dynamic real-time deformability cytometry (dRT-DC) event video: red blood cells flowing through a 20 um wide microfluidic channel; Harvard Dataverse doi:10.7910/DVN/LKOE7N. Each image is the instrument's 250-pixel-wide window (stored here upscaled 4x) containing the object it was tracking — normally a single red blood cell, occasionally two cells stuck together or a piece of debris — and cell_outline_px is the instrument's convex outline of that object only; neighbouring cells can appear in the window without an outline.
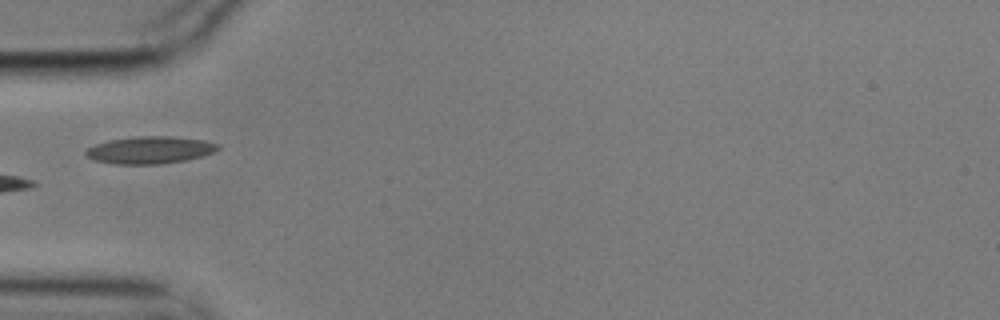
{"species": "common noctule bat (a hibernating species)", "species_latin": "Nyctalus noctula", "temperature_condition": "cold", "stored_images_in_passage": 14, "camera_frame_rate_fps": 3000, "um_per_image_px": 0.085, "animal": {"sex": "male", "body_mass_g": 17.9}, "frame": {"image": 1, "passage_image": 4, "time_ms": 1.0, "image_size_px": [1000, 320], "cell_outline_px": [[220, 148], [212, 152], [200, 156], [184, 160], [160, 164], [116, 164], [92, 160], [84, 156], [84, 152], [88, 148], [96, 144], [112, 140], [136, 136], [172, 136], [204, 140], [220, 144]], "centroid_in_image_um": [12.72, 12.75], "position_along_channel_um": 72.3, "area_um2": 20.92}}
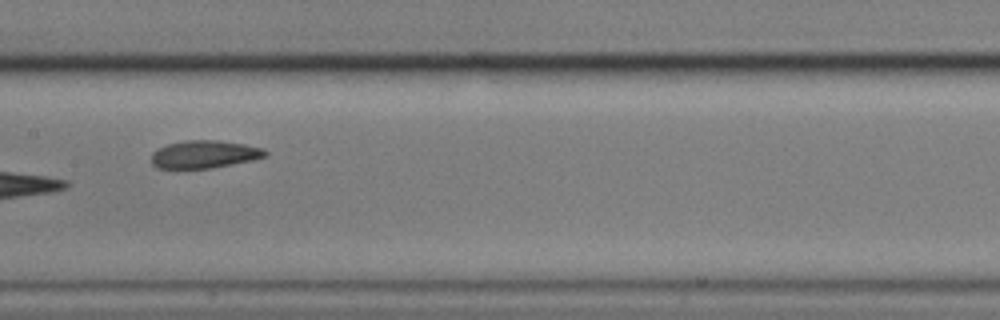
{"frame": {"image": 2, "passage_image": 7, "time_ms": 2.0, "image_size_px": [1000, 320], "cell_outline_px": [[268, 156], [252, 160], [212, 168], [156, 168], [152, 164], [152, 152], [168, 144], [188, 140], [216, 140], [244, 144], [264, 148], [268, 152]], "centroid_in_image_um": [17.41, 13.12], "position_along_channel_um": 190.0, "area_um2": 18.32}}
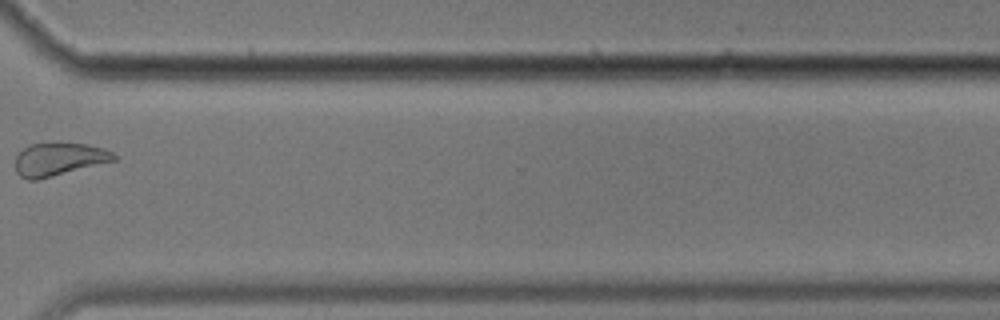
{"frame": {"image": 3, "passage_image": 11, "time_ms": 3.333, "image_size_px": [1000, 320], "cell_outline_px": [[116, 160], [36, 180], [28, 180], [20, 176], [16, 172], [16, 156], [28, 144], [88, 144], [104, 148], [112, 152], [116, 156]], "centroid_in_image_um": [5.0, 13.54], "position_along_channel_um": 365.6, "area_um2": 18.55}}